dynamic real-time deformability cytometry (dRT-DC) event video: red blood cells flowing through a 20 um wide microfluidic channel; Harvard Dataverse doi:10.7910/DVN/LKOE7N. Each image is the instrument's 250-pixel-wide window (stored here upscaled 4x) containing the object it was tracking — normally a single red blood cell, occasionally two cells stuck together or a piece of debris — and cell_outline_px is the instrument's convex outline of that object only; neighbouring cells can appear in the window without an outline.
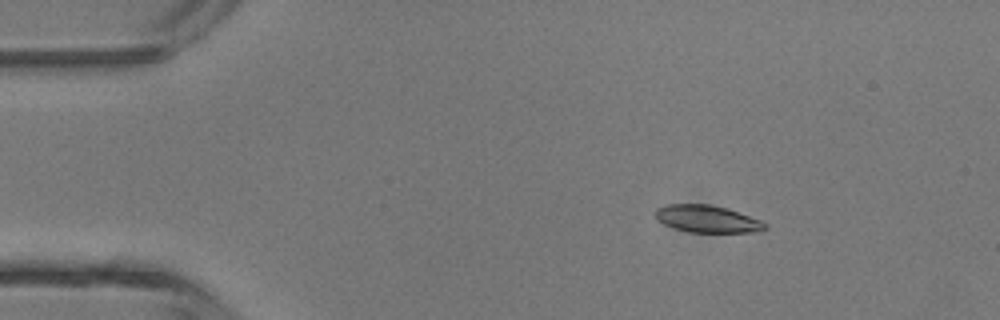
{"species": "common noctule bat (a hibernating species)", "species_latin": "Nyctalus noctula", "temperature_condition": "room temperature", "stored_images_in_passage": 5, "camera_frame_rate_fps": 3000, "um_per_image_px": 0.085, "animal": {"sex": "male", "body_mass_g": 13.3}, "frame": {"image": 1, "passage_image": 2, "time_ms": 1.0, "image_size_px": [1000, 320], "cell_outline_px": [[768, 228], [760, 232], [688, 232], [664, 224], [656, 220], [652, 212], [656, 208], [668, 204], [708, 204], [728, 208], [760, 220], [768, 224]], "centroid_in_image_um": [60.1, 18.6], "position_along_channel_um": 24.9, "area_um2": 17.63}}
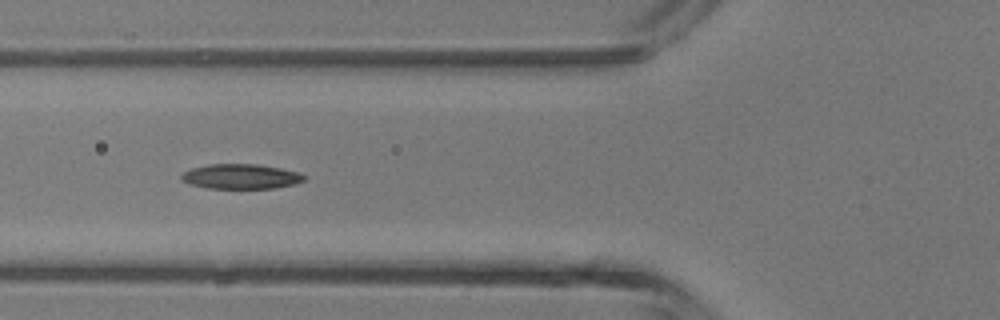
{"frame": {"image": 2, "passage_image": 5, "time_ms": 4.333, "image_size_px": [1000, 320], "cell_outline_px": [[304, 180], [296, 184], [276, 188], [208, 188], [192, 184], [180, 180], [180, 176], [184, 172], [192, 168], [208, 164], [256, 164], [280, 168], [300, 172], [304, 176]], "centroid_in_image_um": [20.48, 15.0], "position_along_channel_um": 105.3, "area_um2": 17.74}}